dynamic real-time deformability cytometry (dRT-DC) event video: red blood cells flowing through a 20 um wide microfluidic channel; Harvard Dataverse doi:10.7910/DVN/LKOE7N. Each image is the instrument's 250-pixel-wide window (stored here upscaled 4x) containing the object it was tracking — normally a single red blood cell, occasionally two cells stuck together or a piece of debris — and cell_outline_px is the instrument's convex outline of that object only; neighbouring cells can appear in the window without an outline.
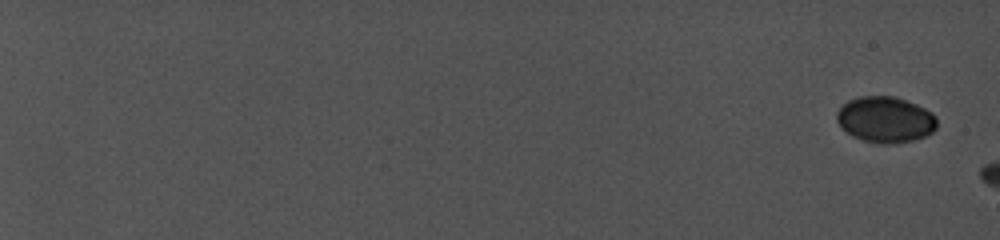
{"species": "common noctule bat (a hibernating species)", "species_latin": "Nyctalus noctula", "temperature_condition": "cold", "stored_images_in_passage": 9, "camera_frame_rate_fps": 5000, "um_per_image_px": 0.085, "animal": {"sex": "female", "body_mass_g": 19.0, "forearm_length_mm": 56.7}, "frame": {"image": 1, "passage_image": 1, "time_ms": 0.0, "image_size_px": [1000, 240], "cell_outline_px": [[936, 128], [932, 132], [924, 136], [912, 140], [888, 144], [864, 140], [848, 132], [836, 120], [836, 112], [848, 100], [860, 96], [896, 96], [916, 104], [932, 112], [936, 116]], "centroid_in_image_um": [75.27, 10.13], "position_along_channel_um": 9.7, "area_um2": 26.47}}
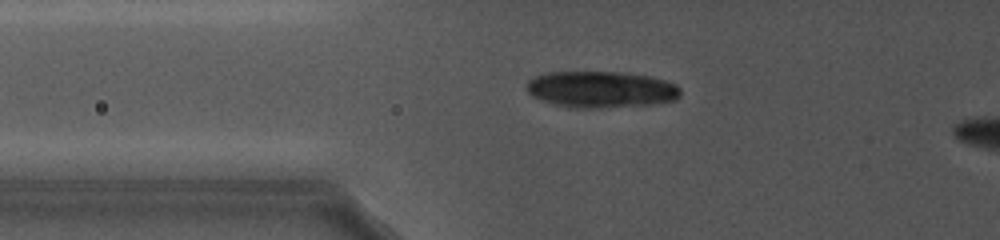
{"frame": {"image": 2, "passage_image": 9, "time_ms": 9.2, "image_size_px": [1000, 240], "cell_outline_px": [[680, 96], [676, 100], [652, 104], [556, 104], [532, 96], [528, 92], [528, 80], [536, 76], [548, 72], [628, 72], [652, 76], [676, 84], [680, 88]], "centroid_in_image_um": [51.17, 7.51], "position_along_channel_um": 74.6, "area_um2": 30.98}}